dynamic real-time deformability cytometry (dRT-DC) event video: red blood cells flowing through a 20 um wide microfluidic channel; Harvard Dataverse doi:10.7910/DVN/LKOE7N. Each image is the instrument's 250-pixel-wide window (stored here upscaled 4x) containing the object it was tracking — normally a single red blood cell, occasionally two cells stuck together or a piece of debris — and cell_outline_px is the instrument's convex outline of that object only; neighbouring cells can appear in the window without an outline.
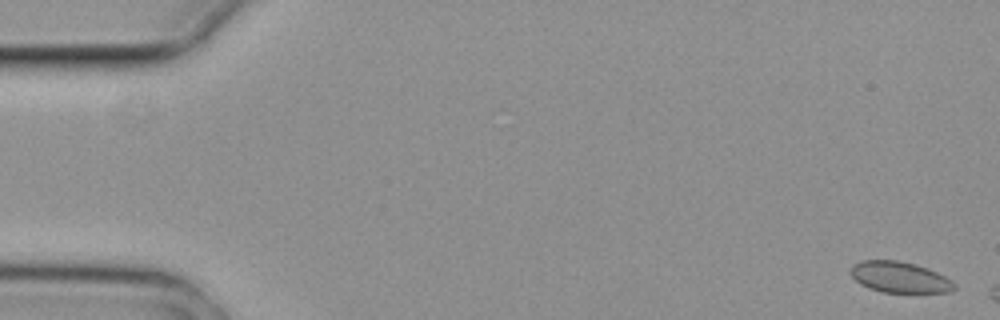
{"species": "common noctule bat (a hibernating species)", "species_latin": "Nyctalus noctula", "temperature_condition": "cold", "stored_images_in_passage": 4, "camera_frame_rate_fps": 3000, "um_per_image_px": 0.085, "animal": {"sex": "female", "body_mass_g": 29.2, "forearm_length_mm": 56.3}, "frame": {"image": 1, "passage_image": 1, "time_ms": 0.0, "image_size_px": [1000, 320], "cell_outline_px": [[956, 288], [952, 292], [880, 292], [868, 288], [860, 284], [852, 276], [852, 264], [860, 260], [896, 260], [916, 264], [928, 268], [952, 280], [956, 284]], "centroid_in_image_um": [76.48, 23.56], "position_along_channel_um": 8.5, "area_um2": 18.79}}